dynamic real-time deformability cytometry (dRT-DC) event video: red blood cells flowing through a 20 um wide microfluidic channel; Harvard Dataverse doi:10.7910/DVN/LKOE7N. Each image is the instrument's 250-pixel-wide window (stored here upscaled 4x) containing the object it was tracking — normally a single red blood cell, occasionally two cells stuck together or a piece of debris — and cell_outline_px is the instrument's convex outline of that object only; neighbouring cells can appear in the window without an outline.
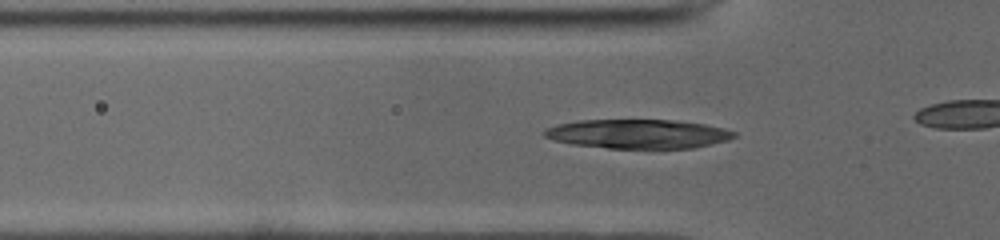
{"species": "common noctule bat (a hibernating species)", "species_latin": "Nyctalus noctula", "temperature_condition": "cold", "stored_images_in_passage": 34, "camera_frame_rate_fps": 3000, "um_per_image_px": 0.085, "animal": {"sex": "male", "body_mass_g": 19.0, "forearm_length_mm": 50.8}, "frame": {"image": 1, "passage_image": 10, "time_ms": 3.0, "image_size_px": [1000, 240], "cell_outline_px": [[736, 136], [728, 140], [696, 148], [608, 148], [572, 144], [556, 140], [544, 136], [544, 128], [560, 124], [580, 120], [672, 120], [704, 124], [724, 128], [736, 132]], "centroid_in_image_um": [54.27, 11.38], "position_along_channel_um": 71.5, "area_um2": 32.08}}